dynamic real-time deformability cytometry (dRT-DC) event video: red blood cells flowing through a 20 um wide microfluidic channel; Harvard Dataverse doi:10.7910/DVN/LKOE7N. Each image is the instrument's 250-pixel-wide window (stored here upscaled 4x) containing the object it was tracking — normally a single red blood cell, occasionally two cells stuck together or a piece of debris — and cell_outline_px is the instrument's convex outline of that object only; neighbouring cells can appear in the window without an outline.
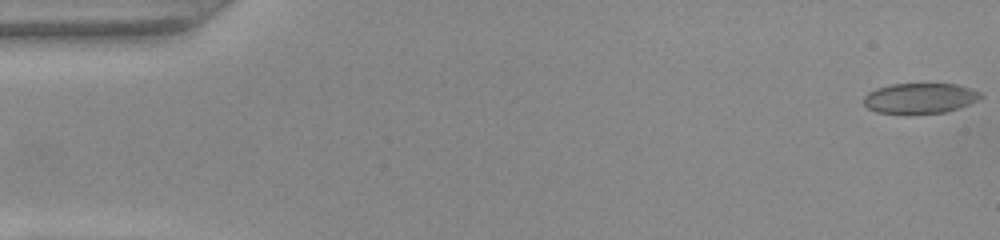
{"species": "common noctule bat (a hibernating species)", "species_latin": "Nyctalus noctula", "temperature_condition": "warm", "stored_images_in_passage": 51, "camera_frame_rate_fps": 3000, "um_per_image_px": 0.085, "animal": {"sex": "female", "body_mass_g": 22.0, "forearm_length_mm": 56.7}, "frame": {"image": 1, "passage_image": 1, "time_ms": 0.0, "image_size_px": [1000, 240], "cell_outline_px": [[984, 96], [960, 108], [944, 112], [912, 116], [904, 116], [876, 112], [868, 108], [864, 104], [864, 96], [868, 92], [876, 88], [892, 84], [956, 84], [972, 88], [980, 92]], "centroid_in_image_um": [78.16, 8.39], "position_along_channel_um": 6.8, "area_um2": 21.39}}
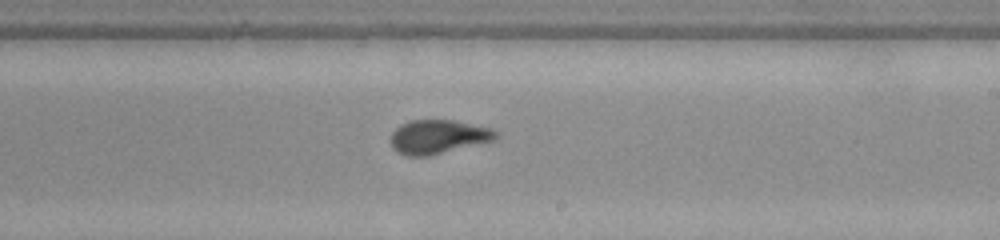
{"frame": {"image": 2, "passage_image": 30, "time_ms": 9.667, "image_size_px": [1000, 240], "cell_outline_px": [[496, 136], [492, 140], [428, 156], [408, 156], [396, 152], [392, 148], [392, 132], [400, 124], [412, 120], [452, 120], [492, 128], [496, 132]], "centroid_in_image_um": [37.18, 11.62], "position_along_channel_um": 251.8, "area_um2": 20.4}}
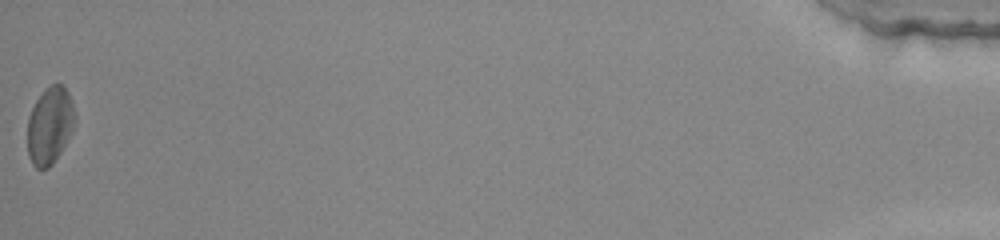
{"frame": {"image": 3, "passage_image": 51, "time_ms": 16.667, "image_size_px": [1000, 240], "cell_outline_px": [[76, 120], [72, 132], [60, 152], [52, 164], [48, 168], [36, 168], [32, 164], [28, 156], [28, 116], [36, 100], [52, 84], [64, 84], [72, 100], [76, 112]], "centroid_in_image_um": [4.26, 10.66], "position_along_channel_um": 430.9, "area_um2": 21.33}, "authors_computed_cell_mechanics": {"area_um2": 20.808, "velocity_mm_per_s": 4.0188, "shape_relaxation_time_tau1_ms": 5.4444, "shape_relaxation_time_tau2_ms": 1.2754, "deformation_change_tau1": 0.1189, "deformation_change_tau2": 0.0738}}